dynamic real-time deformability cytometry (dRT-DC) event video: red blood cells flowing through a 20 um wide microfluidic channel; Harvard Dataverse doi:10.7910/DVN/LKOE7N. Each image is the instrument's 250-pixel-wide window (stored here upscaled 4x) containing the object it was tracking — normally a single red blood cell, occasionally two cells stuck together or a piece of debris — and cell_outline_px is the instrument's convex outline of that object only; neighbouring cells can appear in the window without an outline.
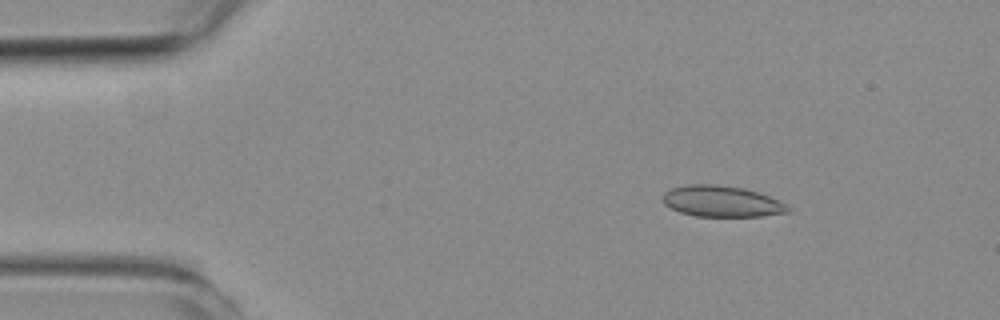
{"species": "common noctule bat (a hibernating species)", "species_latin": "Nyctalus noctula", "temperature_condition": "room temperature", "stored_images_in_passage": 4, "camera_frame_rate_fps": 3000, "um_per_image_px": 0.085, "animal": {"sex": "female", "body_mass_g": 19.3, "forearm_length_mm": 54.1}, "frame": {"image": 1, "passage_image": 1, "time_ms": 0.0, "image_size_px": [1000, 320], "cell_outline_px": [[792, 208], [788, 212], [760, 216], [696, 216], [680, 212], [664, 204], [660, 200], [660, 196], [664, 192], [672, 188], [684, 184], [716, 184], [744, 188], [768, 196]], "centroid_in_image_um": [61.26, 17.1], "position_along_channel_um": 23.7, "area_um2": 22.66}}
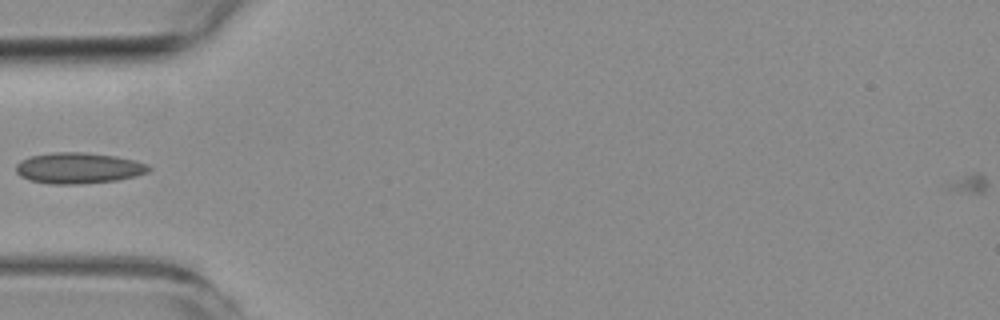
{"frame": {"image": 2, "passage_image": 4, "time_ms": 3.333, "image_size_px": [1000, 320], "cell_outline_px": [[152, 168], [148, 172], [136, 176], [116, 180], [80, 184], [48, 184], [28, 180], [20, 176], [16, 172], [16, 164], [20, 160], [32, 156], [52, 152], [84, 152], [116, 156], [136, 160], [148, 164]], "centroid_in_image_um": [6.67, 14.28], "position_along_channel_um": 78.3, "area_um2": 24.16}}